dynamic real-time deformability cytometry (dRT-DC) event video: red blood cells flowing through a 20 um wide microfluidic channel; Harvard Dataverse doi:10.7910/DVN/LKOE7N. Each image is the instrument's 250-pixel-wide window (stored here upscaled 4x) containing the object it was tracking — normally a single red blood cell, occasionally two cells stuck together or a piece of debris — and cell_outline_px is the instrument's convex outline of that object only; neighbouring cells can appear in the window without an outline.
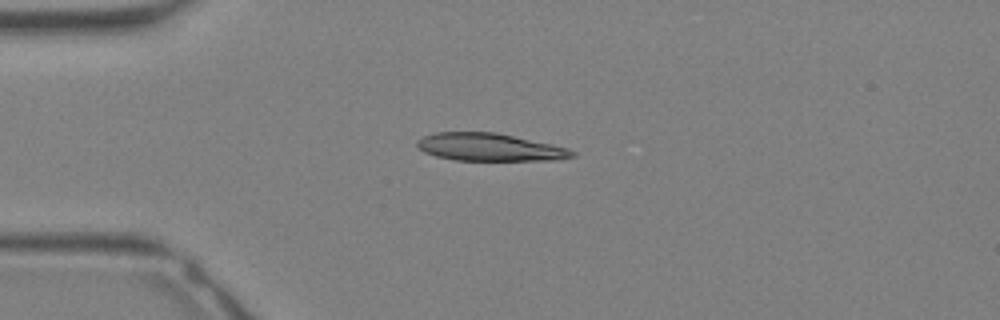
{"species": "Egyptian fruit bat (a non-hibernating species)", "species_latin": "Rousettus aegyptiacus", "temperature_condition": "warm", "stored_images_in_passage": 31, "camera_frame_rate_fps": 3000, "um_per_image_px": 0.085, "animal": {"sex": "female"}, "frame": {"image": 1, "passage_image": 7, "time_ms": 2.0, "image_size_px": [1000, 320], "cell_outline_px": [[576, 156], [556, 160], [456, 160], [436, 156], [424, 152], [416, 144], [416, 140], [424, 136], [436, 132], [496, 132], [552, 144], [568, 148], [576, 152]], "centroid_in_image_um": [41.64, 12.51], "position_along_channel_um": 43.4, "area_um2": 24.97}}
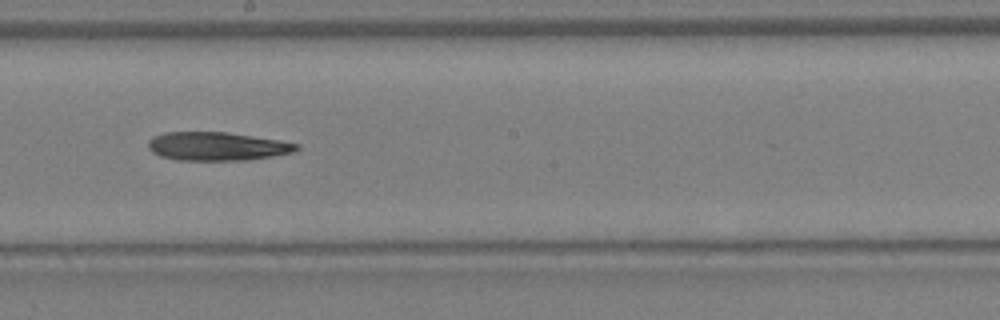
{"frame": {"image": 2, "passage_image": 17, "time_ms": 5.333, "image_size_px": [1000, 320], "cell_outline_px": [[300, 148], [292, 152], [272, 156], [248, 160], [176, 160], [160, 156], [152, 152], [148, 148], [148, 140], [152, 136], [164, 132], [228, 132], [280, 140], [300, 144]], "centroid_in_image_um": [18.43, 12.43], "position_along_channel_um": 229.8, "area_um2": 24.8}}
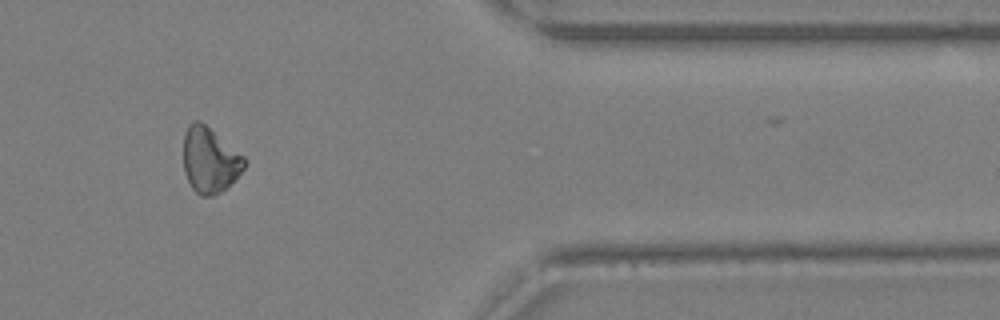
{"frame": {"image": 3, "passage_image": 26, "time_ms": 8.333, "image_size_px": [1000, 320], "cell_outline_px": [[248, 160], [244, 168], [216, 196], [200, 196], [192, 188], [184, 172], [184, 136], [188, 124], [192, 120], [200, 120], [244, 156]], "centroid_in_image_um": [17.81, 13.59], "position_along_channel_um": 393.6, "area_um2": 23.06}}